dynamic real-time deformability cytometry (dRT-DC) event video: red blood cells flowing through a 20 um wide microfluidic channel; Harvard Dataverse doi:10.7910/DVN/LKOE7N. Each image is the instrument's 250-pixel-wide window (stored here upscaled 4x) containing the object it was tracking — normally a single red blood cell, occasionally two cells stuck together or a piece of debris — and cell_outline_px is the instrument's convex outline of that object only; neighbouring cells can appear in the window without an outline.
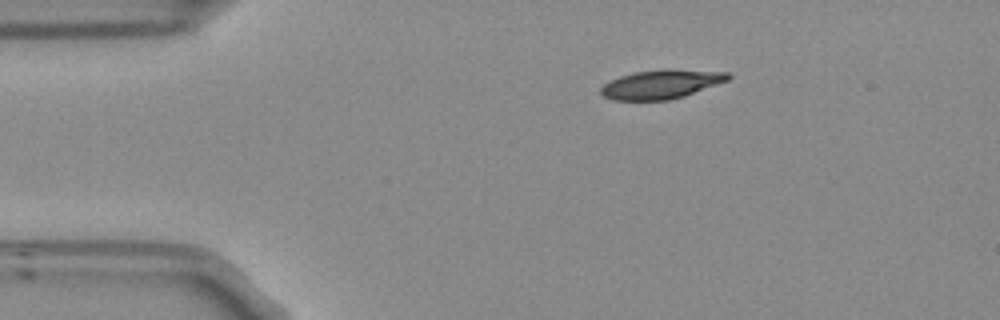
{"species": "Egyptian fruit bat (a non-hibernating species)", "species_latin": "Rousettus aegyptiacus", "temperature_condition": "room temperature", "stored_images_in_passage": 2, "camera_frame_rate_fps": 3000, "um_per_image_px": 0.085, "frame": {"image": 1, "passage_image": 1, "time_ms": 0.0, "image_size_px": [1000, 320], "cell_outline_px": [[732, 76], [728, 80], [684, 96], [668, 100], [612, 100], [604, 96], [600, 92], [600, 88], [604, 84], [620, 76], [632, 72], [664, 68], [672, 68], [728, 72]], "centroid_in_image_um": [56.21, 7.14], "position_along_channel_um": 28.8, "area_um2": 21.68}}